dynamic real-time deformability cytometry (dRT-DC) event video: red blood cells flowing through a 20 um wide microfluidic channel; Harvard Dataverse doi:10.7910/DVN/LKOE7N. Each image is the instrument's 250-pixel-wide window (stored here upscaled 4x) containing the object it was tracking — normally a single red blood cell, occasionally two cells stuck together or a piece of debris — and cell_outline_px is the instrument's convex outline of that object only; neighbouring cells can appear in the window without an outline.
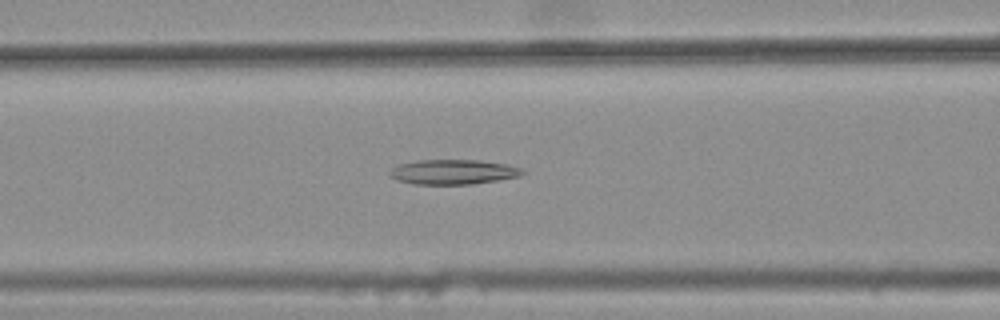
{"species": "common noctule bat (a hibernating species)", "species_latin": "Nyctalus noctula", "temperature_condition": "warm", "stored_images_in_passage": 31, "camera_frame_rate_fps": 3000, "um_per_image_px": 0.085, "animal": {"sex": "female", "body_mass_g": 25.1}, "frame": {"image": 1, "passage_image": 10, "time_ms": 3.0, "image_size_px": [1000, 320], "cell_outline_px": [[524, 172], [520, 176], [472, 184], [416, 184], [396, 180], [388, 176], [388, 172], [396, 164], [416, 160], [480, 160], [504, 164], [520, 168]], "centroid_in_image_um": [38.43, 14.61], "position_along_channel_um": 128.2, "area_um2": 19.19}}
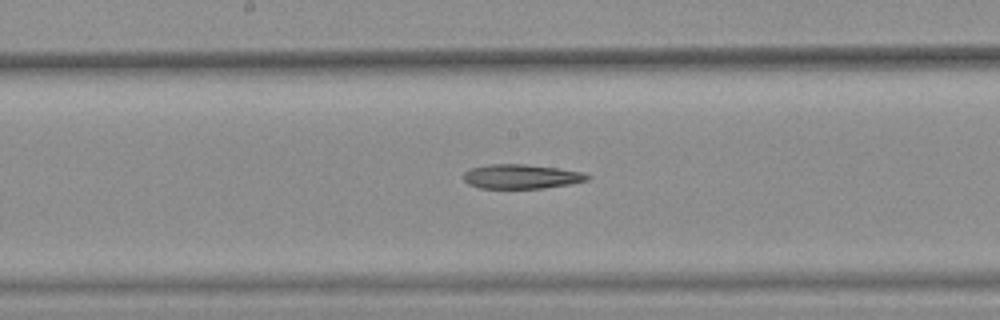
{"frame": {"image": 2, "passage_image": 16, "time_ms": 5.0, "image_size_px": [1000, 320], "cell_outline_px": [[592, 176], [588, 180], [568, 184], [544, 188], [480, 188], [468, 184], [464, 180], [464, 172], [468, 168], [488, 164], [524, 164], [560, 168], [580, 172]], "centroid_in_image_um": [44.28, 14.99], "position_along_channel_um": 203.9, "area_um2": 17.63}}
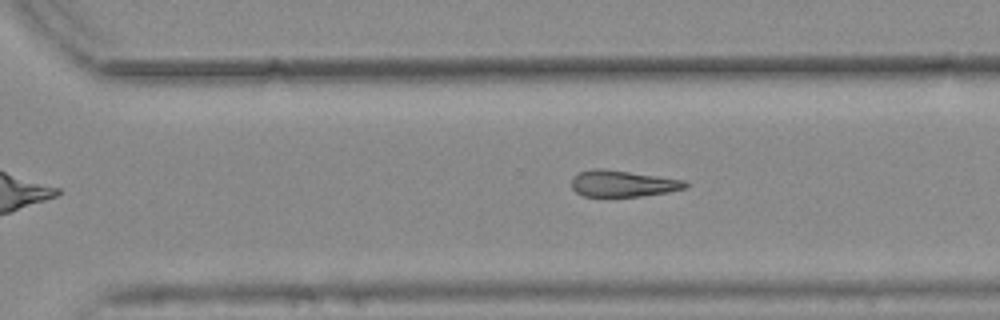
{"frame": {"image": 3, "passage_image": 25, "time_ms": 8.0, "image_size_px": [1000, 320], "cell_outline_px": [[688, 188], [668, 192], [640, 196], [584, 196], [576, 192], [572, 188], [572, 176], [580, 172], [592, 168], [600, 168], [684, 180], [688, 184]], "centroid_in_image_um": [52.92, 15.6], "position_along_channel_um": 317.7, "area_um2": 17.34}}